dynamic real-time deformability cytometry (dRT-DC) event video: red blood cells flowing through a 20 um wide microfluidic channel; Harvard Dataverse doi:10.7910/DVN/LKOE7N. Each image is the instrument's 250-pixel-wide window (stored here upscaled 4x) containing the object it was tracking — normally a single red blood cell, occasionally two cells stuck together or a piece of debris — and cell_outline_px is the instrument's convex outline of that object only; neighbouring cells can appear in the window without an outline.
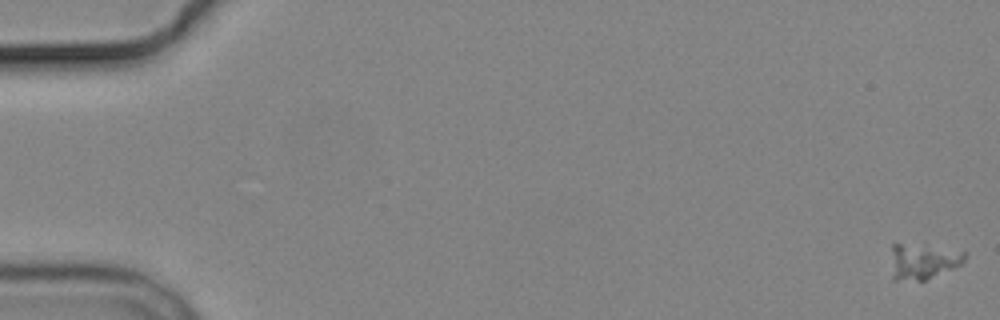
{"species": "common noctule bat (a hibernating species)", "species_latin": "Nyctalus noctula", "temperature_condition": "cold", "stored_images_in_passage": 5, "camera_frame_rate_fps": 3000, "um_per_image_px": 0.085, "animal": {"sex": "male", "body_mass_g": 19.2, "forearm_length_mm": 51.8}, "frame": {"image": 1, "passage_image": 1, "time_ms": 0.0, "image_size_px": [1000, 320], "cell_outline_px": [[964, 260], [960, 264], [952, 268], [924, 280], [892, 280], [892, 244], [900, 244], [964, 252]], "centroid_in_image_um": [78.37, 22.26], "position_along_channel_um": 6.6, "area_um2": 14.33}}
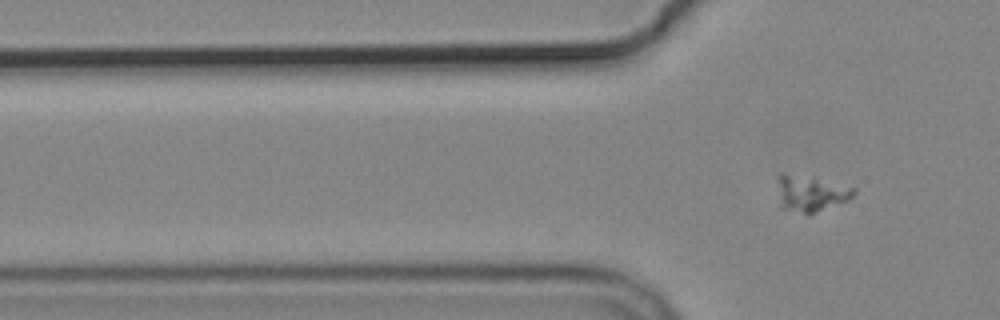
{"frame": {"image": 2, "passage_image": 5, "time_ms": 5.667, "image_size_px": [1000, 320], "cell_outline_px": [[856, 192], [848, 200], [808, 216], [780, 208], [780, 172], [784, 172], [812, 176], [856, 188]], "centroid_in_image_um": [68.94, 16.45], "position_along_channel_um": 56.9, "area_um2": 16.3}}